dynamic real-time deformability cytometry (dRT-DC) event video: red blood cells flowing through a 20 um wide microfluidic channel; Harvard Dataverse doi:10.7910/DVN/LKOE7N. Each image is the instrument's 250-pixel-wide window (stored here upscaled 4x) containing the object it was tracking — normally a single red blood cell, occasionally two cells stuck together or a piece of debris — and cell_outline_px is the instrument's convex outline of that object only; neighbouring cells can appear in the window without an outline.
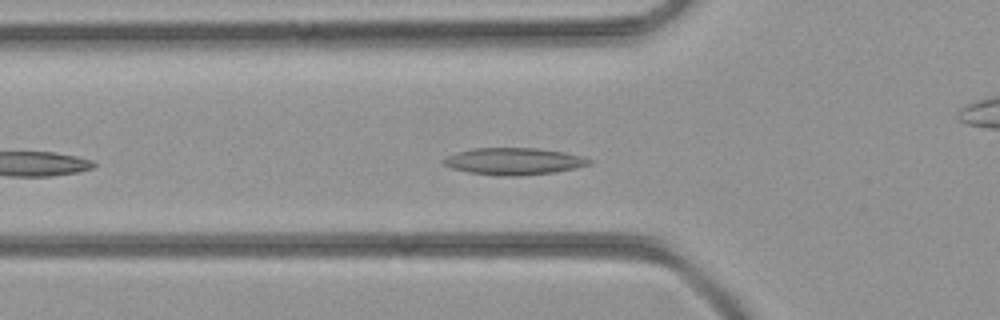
{"species": "common noctule bat (a hibernating species)", "species_latin": "Nyctalus noctula", "temperature_condition": "room temperature", "stored_images_in_passage": 24, "camera_frame_rate_fps": 3000, "um_per_image_px": 0.085, "animal": {"sex": "female", "body_mass_g": 21.9}, "frame": {"image": 1, "passage_image": 5, "time_ms": 1.333, "image_size_px": [1000, 320], "cell_outline_px": [[592, 160], [588, 164], [576, 168], [556, 172], [520, 176], [500, 176], [468, 172], [452, 168], [444, 164], [440, 160], [456, 152], [472, 148], [536, 148], [564, 152], [580, 156]], "centroid_in_image_um": [43.64, 13.71], "position_along_channel_um": 82.2, "area_um2": 22.83}}
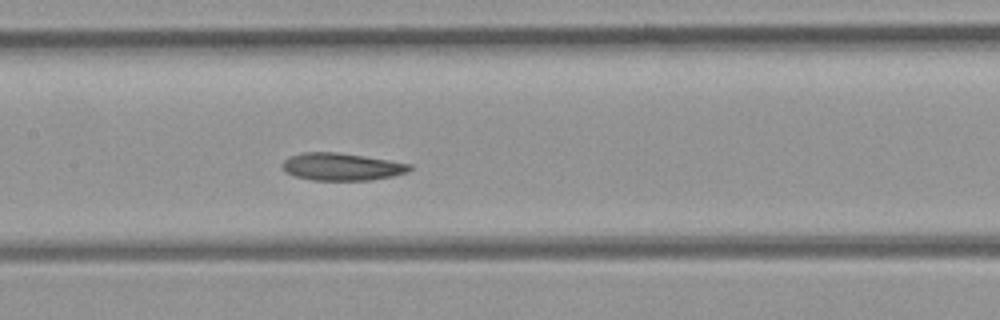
{"frame": {"image": 2, "passage_image": 11, "time_ms": 3.333, "image_size_px": [1000, 320], "cell_outline_px": [[412, 168], [408, 172], [392, 176], [372, 180], [312, 180], [292, 176], [284, 172], [280, 164], [288, 156], [300, 152], [336, 152], [364, 156], [412, 164]], "centroid_in_image_um": [28.98, 14.17], "position_along_channel_um": 178.4, "area_um2": 20.63}}
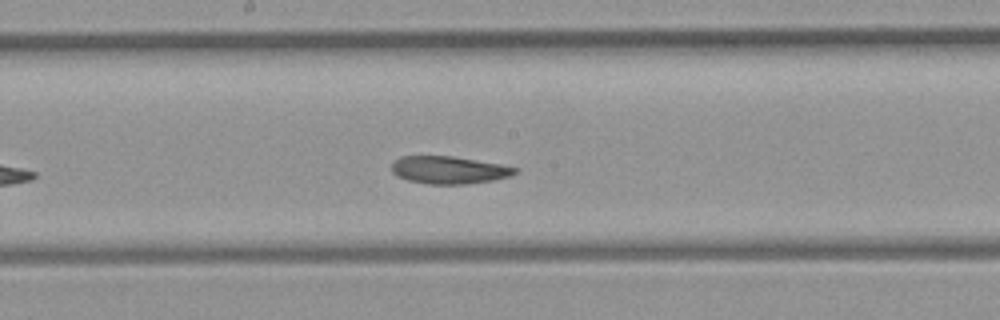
{"frame": {"image": 3, "passage_image": 13, "time_ms": 4.0, "image_size_px": [1000, 320], "cell_outline_px": [[516, 172], [508, 176], [492, 180], [464, 184], [428, 184], [408, 180], [396, 176], [392, 172], [392, 160], [400, 156], [452, 156], [500, 164], [516, 168]], "centroid_in_image_um": [38.07, 14.44], "position_along_channel_um": 210.1, "area_um2": 19.65}}